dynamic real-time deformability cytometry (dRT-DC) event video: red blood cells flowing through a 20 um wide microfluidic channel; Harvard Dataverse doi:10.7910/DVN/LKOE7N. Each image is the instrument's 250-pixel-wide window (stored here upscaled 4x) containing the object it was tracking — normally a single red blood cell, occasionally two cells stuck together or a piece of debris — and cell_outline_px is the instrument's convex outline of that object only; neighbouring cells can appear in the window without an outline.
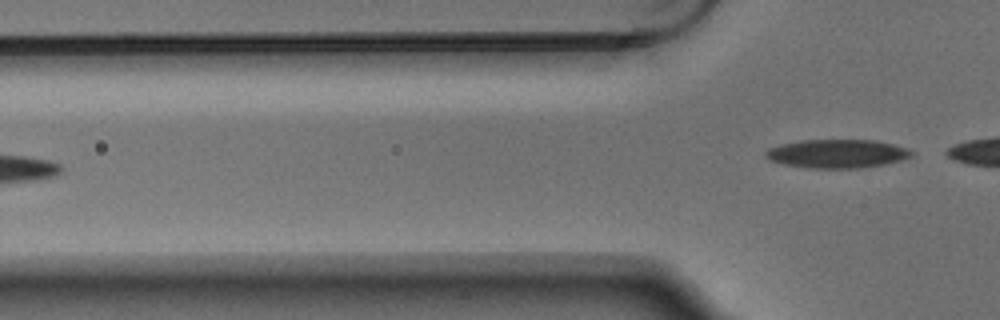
{"species": "Egyptian fruit bat (a non-hibernating species)", "species_latin": "Rousettus aegyptiacus", "temperature_condition": "warm", "stored_images_in_passage": 6, "camera_frame_rate_fps": 3000, "um_per_image_px": 0.085, "animal": {"sex": "male"}, "frame": {"image": 1, "passage_image": 6, "time_ms": 1.667, "image_size_px": [1000, 320], "cell_outline_px": [[912, 156], [904, 160], [884, 164], [860, 168], [808, 168], [784, 164], [772, 160], [764, 156], [764, 152], [768, 148], [780, 144], [800, 140], [872, 140], [892, 144], [908, 148], [912, 152]], "centroid_in_image_um": [71.15, 13.06], "position_along_channel_um": 54.7, "area_um2": 24.33}}